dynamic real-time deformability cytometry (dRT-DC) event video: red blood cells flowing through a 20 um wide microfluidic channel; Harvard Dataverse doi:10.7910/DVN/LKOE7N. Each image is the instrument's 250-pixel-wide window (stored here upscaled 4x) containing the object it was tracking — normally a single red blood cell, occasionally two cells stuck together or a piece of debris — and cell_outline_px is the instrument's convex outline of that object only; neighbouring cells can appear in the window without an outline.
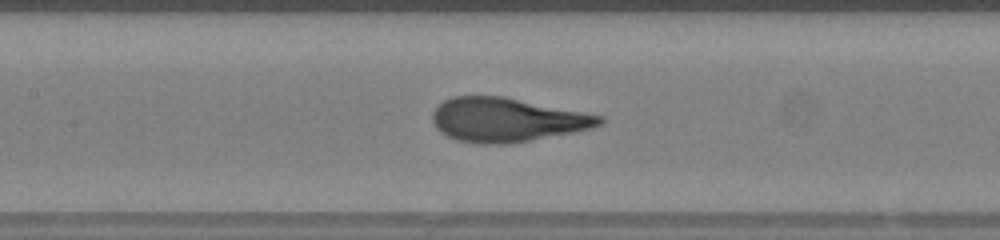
{"species": "human", "species_latin": "Homo sapiens", "temperature_condition": "warm", "stored_images_in_passage": 25, "camera_frame_rate_fps": 3000, "um_per_image_px": 0.085, "donor": {"sex": "female"}, "frame": {"image": 1, "passage_image": 8, "time_ms": 2.333, "image_size_px": [1000, 240], "cell_outline_px": [[604, 124], [592, 128], [532, 140], [504, 144], [480, 144], [456, 140], [440, 132], [436, 128], [432, 120], [432, 112], [444, 100], [452, 96], [504, 96], [604, 116]], "centroid_in_image_um": [43.08, 10.18], "position_along_channel_um": 164.3, "area_um2": 42.89}}
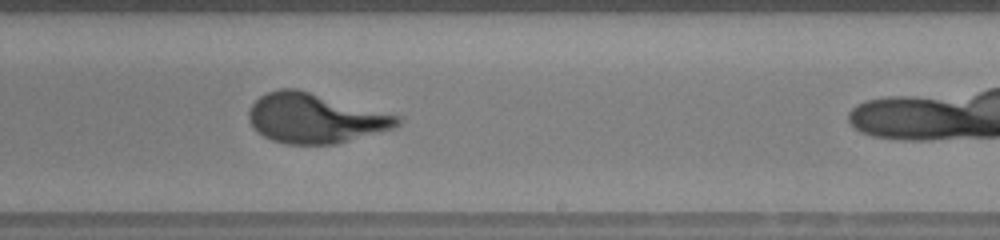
{"frame": {"image": 2, "passage_image": 15, "time_ms": 4.667, "image_size_px": [1000, 240], "cell_outline_px": [[400, 124], [392, 128], [336, 144], [288, 144], [272, 140], [256, 132], [248, 120], [248, 112], [252, 104], [260, 96], [268, 92], [280, 88], [296, 88], [400, 116]], "centroid_in_image_um": [26.73, 10.05], "position_along_channel_um": 262.3, "area_um2": 42.71}}